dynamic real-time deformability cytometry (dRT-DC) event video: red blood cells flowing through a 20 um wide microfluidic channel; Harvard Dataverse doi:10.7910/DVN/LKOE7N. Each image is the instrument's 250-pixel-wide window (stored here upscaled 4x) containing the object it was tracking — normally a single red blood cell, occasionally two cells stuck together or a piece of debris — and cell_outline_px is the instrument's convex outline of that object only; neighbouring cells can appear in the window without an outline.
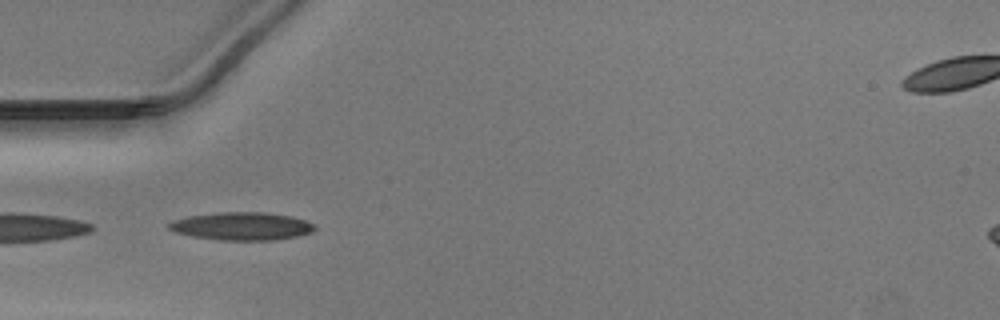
{"species": "Egyptian fruit bat (a non-hibernating species)", "species_latin": "Rousettus aegyptiacus", "temperature_condition": "warm", "stored_images_in_passage": 19, "camera_frame_rate_fps": 3000, "um_per_image_px": 0.085, "animal": {"sex": "male"}, "frame": {"image": 1, "passage_image": 1, "time_ms": 0.0, "image_size_px": [1000, 320], "cell_outline_px": [[316, 228], [312, 232], [296, 236], [272, 240], [224, 240], [192, 236], [176, 232], [168, 228], [168, 224], [172, 220], [188, 216], [216, 212], [264, 212], [292, 216], [304, 220], [312, 224]], "centroid_in_image_um": [20.53, 19.21], "position_along_channel_um": 64.5, "area_um2": 23.58}}
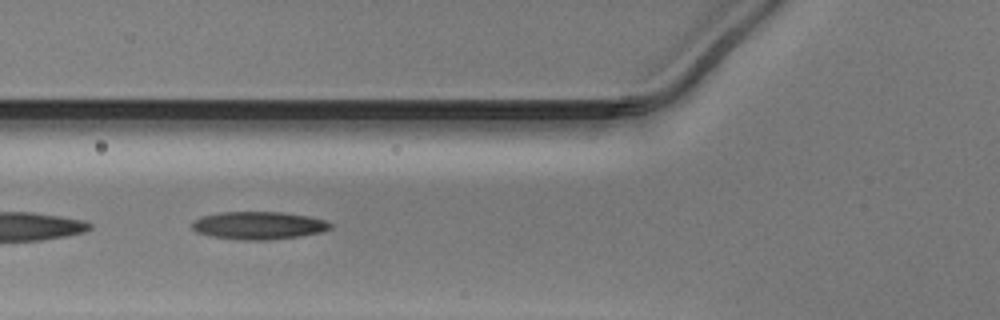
{"frame": {"image": 2, "passage_image": 4, "time_ms": 1.0, "image_size_px": [1000, 320], "cell_outline_px": [[332, 228], [320, 232], [300, 236], [268, 240], [240, 240], [212, 236], [196, 232], [192, 228], [192, 220], [204, 216], [220, 212], [280, 212], [308, 216], [324, 220], [332, 224]], "centroid_in_image_um": [21.97, 19.16], "position_along_channel_um": 103.8, "area_um2": 22.31}}